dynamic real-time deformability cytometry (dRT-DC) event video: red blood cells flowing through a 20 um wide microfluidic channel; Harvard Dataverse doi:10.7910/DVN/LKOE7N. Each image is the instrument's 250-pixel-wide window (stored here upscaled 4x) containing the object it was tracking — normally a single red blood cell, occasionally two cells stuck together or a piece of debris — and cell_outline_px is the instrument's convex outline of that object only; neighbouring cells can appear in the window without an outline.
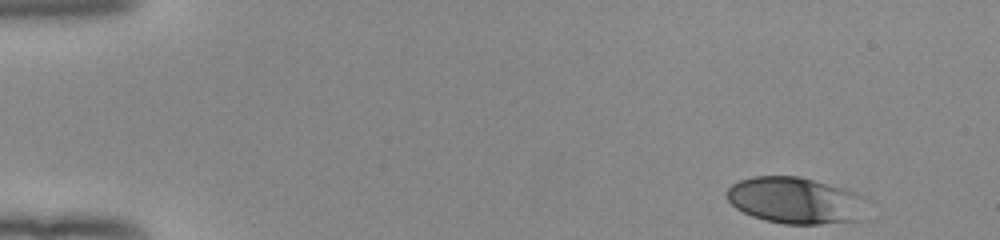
{"species": "human", "species_latin": "Homo sapiens", "temperature_condition": "room temperature", "stored_images_in_passage": 48, "camera_frame_rate_fps": 3000, "um_per_image_px": 0.085, "donor": {"sex": "female"}, "frame": {"image": 1, "passage_image": 1, "time_ms": 0.0, "image_size_px": [1000, 240], "cell_outline_px": [[868, 200], [860, 220], [820, 224], [784, 224], [764, 220], [752, 216], [736, 208], [724, 196], [728, 188], [732, 184], [740, 180], [752, 176], [800, 176], [856, 192], [864, 196]], "centroid_in_image_um": [67.61, 17.04], "position_along_channel_um": 17.4, "area_um2": 38.26}}
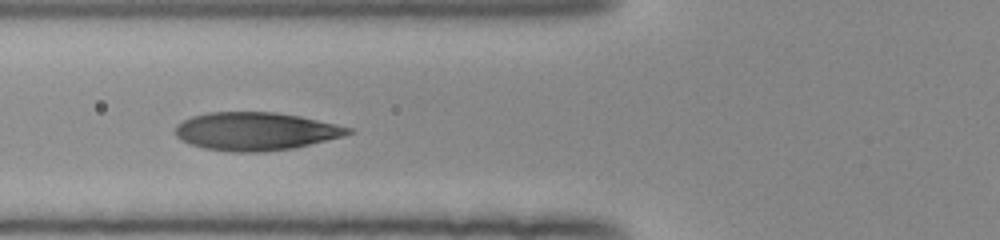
{"frame": {"image": 2, "passage_image": 17, "time_ms": 5.333, "image_size_px": [1000, 240], "cell_outline_px": [[356, 132], [344, 136], [296, 148], [260, 152], [232, 152], [204, 148], [192, 144], [176, 136], [176, 124], [192, 116], [208, 112], [276, 112], [300, 116], [336, 124], [352, 128]], "centroid_in_image_um": [21.78, 11.16], "position_along_channel_um": 104.0, "area_um2": 38.44}}
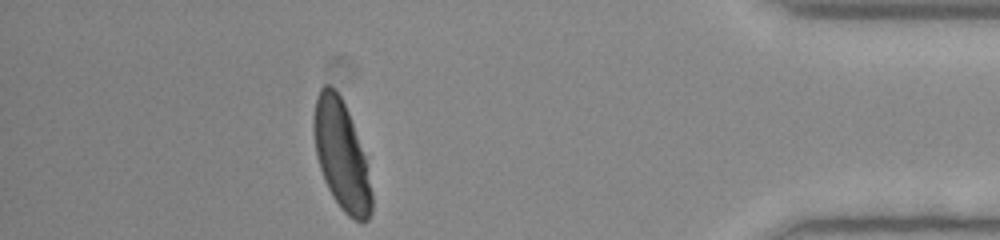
{"frame": {"image": 3, "passage_image": 43, "time_ms": 14.0, "image_size_px": [1000, 240], "cell_outline_px": [[372, 212], [368, 220], [356, 220], [348, 216], [340, 208], [332, 196], [324, 180], [316, 156], [312, 128], [312, 120], [316, 96], [320, 88], [324, 84], [328, 84], [340, 96], [348, 112], [364, 156], [372, 192]], "centroid_in_image_um": [28.98, 13.2], "position_along_channel_um": 406.2, "area_um2": 36.47}, "authors_computed_cell_mechanics": {"area_um2": 38.2636, "velocity_mm_per_s": 3.9641, "shape_relaxation_time_tau1_ms": 3.4894, "shape_relaxation_time_tau2_ms": null, "deformation_change_tau1": 0.202, "deformation_change_tau2": null}}